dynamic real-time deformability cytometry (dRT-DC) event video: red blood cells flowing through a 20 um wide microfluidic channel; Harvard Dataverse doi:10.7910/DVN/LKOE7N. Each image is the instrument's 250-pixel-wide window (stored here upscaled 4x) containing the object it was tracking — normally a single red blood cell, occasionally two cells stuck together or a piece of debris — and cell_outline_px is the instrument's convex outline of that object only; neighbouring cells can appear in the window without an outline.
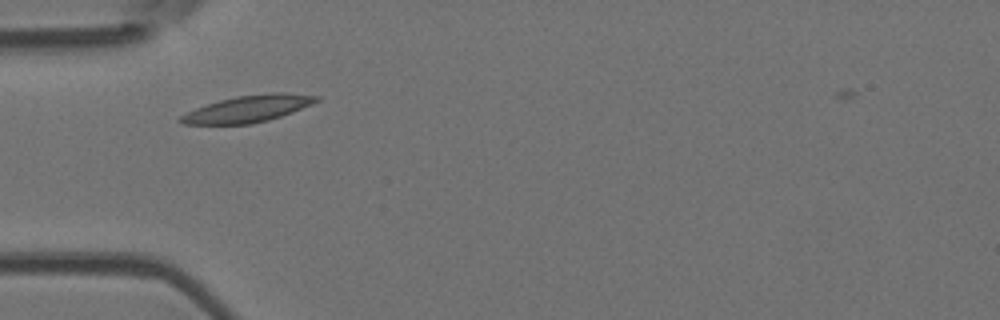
{"species": "Egyptian fruit bat (a non-hibernating species)", "species_latin": "Rousettus aegyptiacus", "temperature_condition": "room temperature", "stored_images_in_passage": 5, "camera_frame_rate_fps": 3000, "um_per_image_px": 0.085, "animal": {"sex": "female"}, "frame": {"image": 1, "passage_image": 1, "time_ms": 0.0, "image_size_px": [1000, 320], "cell_outline_px": [[320, 100], [312, 104], [292, 112], [268, 120], [252, 124], [184, 124], [176, 120], [180, 116], [196, 108], [220, 100], [236, 96], [272, 92], [284, 92], [320, 96]], "centroid_in_image_um": [21.1, 9.24], "position_along_channel_um": 63.9, "area_um2": 21.1}}
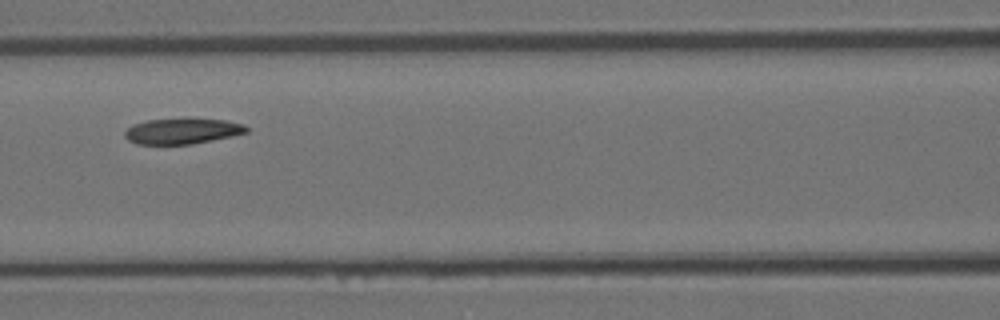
{"frame": {"image": 2, "passage_image": 3, "time_ms": 2.333, "image_size_px": [1000, 320], "cell_outline_px": [[248, 132], [232, 136], [192, 144], [136, 144], [128, 140], [124, 136], [124, 132], [132, 124], [148, 120], [224, 120], [244, 124], [248, 128]], "centroid_in_image_um": [15.47, 11.17], "position_along_channel_um": 151.1, "area_um2": 17.74}}
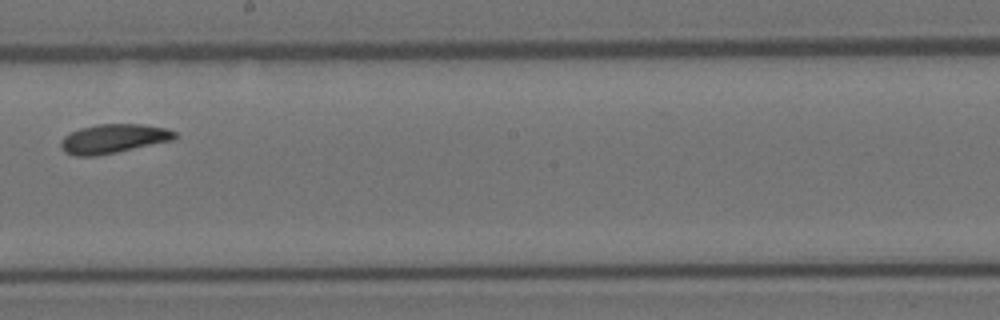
{"frame": {"image": 3, "passage_image": 5, "time_ms": 4.667, "image_size_px": [1000, 320], "cell_outline_px": [[176, 136], [172, 140], [116, 152], [96, 156], [76, 156], [64, 152], [60, 148], [60, 140], [64, 136], [80, 128], [96, 124], [140, 124], [164, 128], [176, 132]], "centroid_in_image_um": [9.58, 11.79], "position_along_channel_um": 238.6, "area_um2": 19.19}}